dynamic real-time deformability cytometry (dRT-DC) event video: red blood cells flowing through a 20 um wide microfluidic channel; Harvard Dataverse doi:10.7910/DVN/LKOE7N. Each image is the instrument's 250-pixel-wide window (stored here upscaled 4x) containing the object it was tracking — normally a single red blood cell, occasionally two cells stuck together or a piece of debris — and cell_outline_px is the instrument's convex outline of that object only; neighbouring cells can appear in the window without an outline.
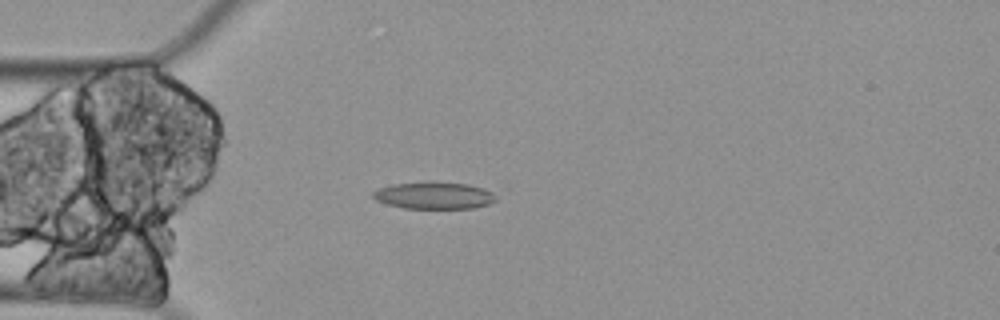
{"species": "Egyptian fruit bat (a non-hibernating species)", "species_latin": "Rousettus aegyptiacus", "temperature_condition": "cold", "stored_images_in_passage": 4, "camera_frame_rate_fps": 3000, "um_per_image_px": 0.085, "animal": {"sex": "female"}, "frame": {"image": 1, "passage_image": 4, "time_ms": 1.0, "image_size_px": [1000, 320], "cell_outline_px": [[496, 200], [488, 204], [472, 208], [404, 208], [388, 204], [376, 200], [372, 196], [372, 192], [380, 188], [392, 184], [432, 180], [468, 184], [484, 188], [492, 192], [496, 196]], "centroid_in_image_um": [36.9, 16.59], "position_along_channel_um": 48.1, "area_um2": 19.59}}